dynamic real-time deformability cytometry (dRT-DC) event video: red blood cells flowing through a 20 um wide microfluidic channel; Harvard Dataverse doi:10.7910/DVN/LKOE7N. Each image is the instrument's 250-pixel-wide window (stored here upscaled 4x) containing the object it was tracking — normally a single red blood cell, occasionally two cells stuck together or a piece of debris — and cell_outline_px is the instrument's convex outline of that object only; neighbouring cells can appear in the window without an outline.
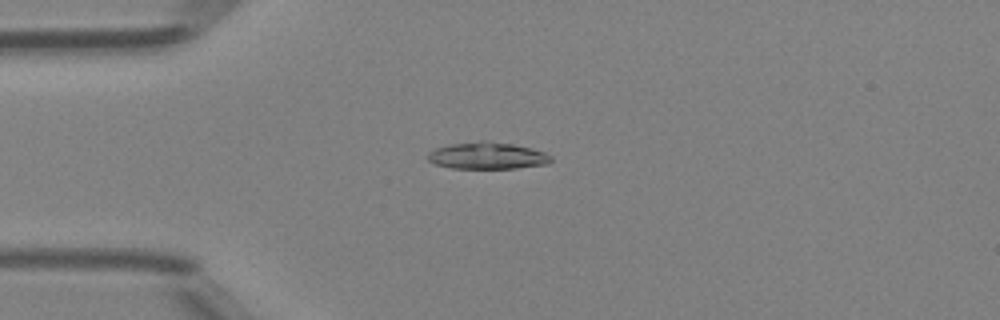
{"species": "Egyptian fruit bat (a non-hibernating species)", "species_latin": "Rousettus aegyptiacus", "temperature_condition": "room temperature", "stored_images_in_passage": 4, "camera_frame_rate_fps": 3000, "um_per_image_px": 0.085, "animal": {"sex": "female"}, "frame": {"image": 1, "passage_image": 4, "time_ms": 3.667, "image_size_px": [1000, 320], "cell_outline_px": [[552, 160], [548, 164], [516, 168], [452, 168], [432, 164], [428, 160], [428, 152], [436, 148], [448, 144], [480, 140], [488, 140], [512, 144], [532, 148], [544, 152], [552, 156]], "centroid_in_image_um": [41.41, 13.22], "position_along_channel_um": 43.6, "area_um2": 19.54}}